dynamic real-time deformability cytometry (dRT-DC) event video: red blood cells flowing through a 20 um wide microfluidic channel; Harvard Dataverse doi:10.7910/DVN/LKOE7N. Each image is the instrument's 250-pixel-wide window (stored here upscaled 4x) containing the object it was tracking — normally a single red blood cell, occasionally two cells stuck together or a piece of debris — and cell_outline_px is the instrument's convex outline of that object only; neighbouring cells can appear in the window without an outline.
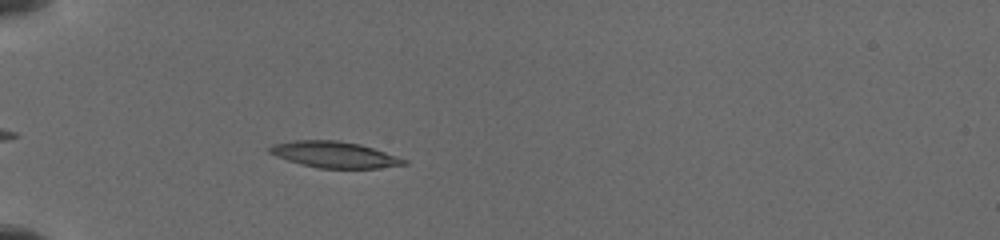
{"species": "common noctule bat (a hibernating species)", "species_latin": "Nyctalus noctula", "temperature_condition": "cold", "stored_images_in_passage": 18, "camera_frame_rate_fps": 3000, "um_per_image_px": 0.085, "animal": {"sex": "female", "body_mass_g": 19.5, "forearm_length_mm": 54.1}, "frame": {"image": 1, "passage_image": 6, "time_ms": 2.0, "image_size_px": [1000, 240], "cell_outline_px": [[408, 164], [380, 168], [320, 168], [300, 164], [276, 156], [268, 152], [264, 148], [272, 144], [292, 140], [336, 140], [360, 144], [408, 160]], "centroid_in_image_um": [28.37, 13.14], "position_along_channel_um": 56.6, "area_um2": 20.58}}
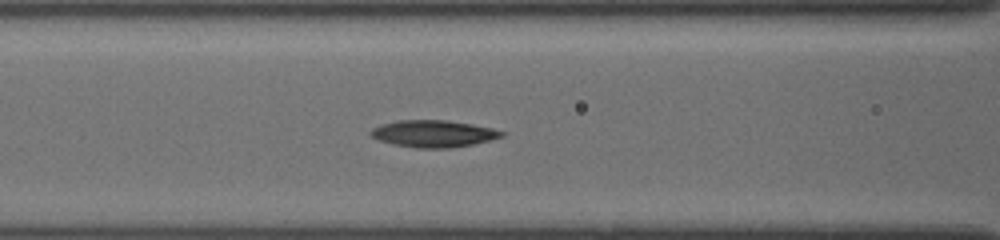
{"frame": {"image": 2, "passage_image": 12, "time_ms": 4.333, "image_size_px": [1000, 240], "cell_outline_px": [[504, 136], [472, 144], [452, 148], [416, 148], [392, 144], [380, 140], [372, 136], [368, 132], [372, 128], [396, 120], [448, 120], [472, 124], [492, 128], [504, 132]], "centroid_in_image_um": [36.83, 11.36], "position_along_channel_um": 129.8, "area_um2": 20.46}}
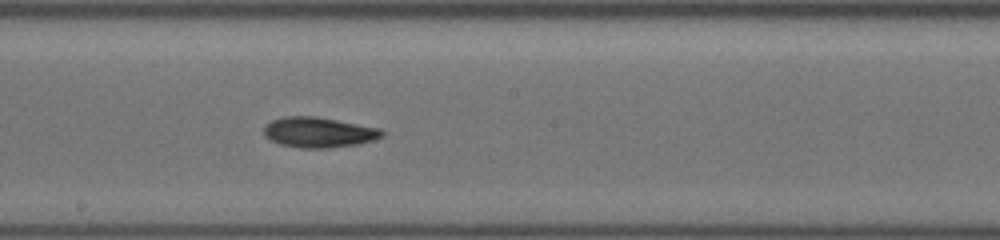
{"frame": {"image": 3, "passage_image": 18, "time_ms": 6.667, "image_size_px": [1000, 240], "cell_outline_px": [[384, 136], [360, 144], [328, 148], [300, 148], [280, 144], [264, 136], [264, 128], [272, 120], [284, 116], [316, 116], [380, 128], [384, 132]], "centroid_in_image_um": [27.11, 11.25], "position_along_channel_um": 221.1, "area_um2": 20.87}}